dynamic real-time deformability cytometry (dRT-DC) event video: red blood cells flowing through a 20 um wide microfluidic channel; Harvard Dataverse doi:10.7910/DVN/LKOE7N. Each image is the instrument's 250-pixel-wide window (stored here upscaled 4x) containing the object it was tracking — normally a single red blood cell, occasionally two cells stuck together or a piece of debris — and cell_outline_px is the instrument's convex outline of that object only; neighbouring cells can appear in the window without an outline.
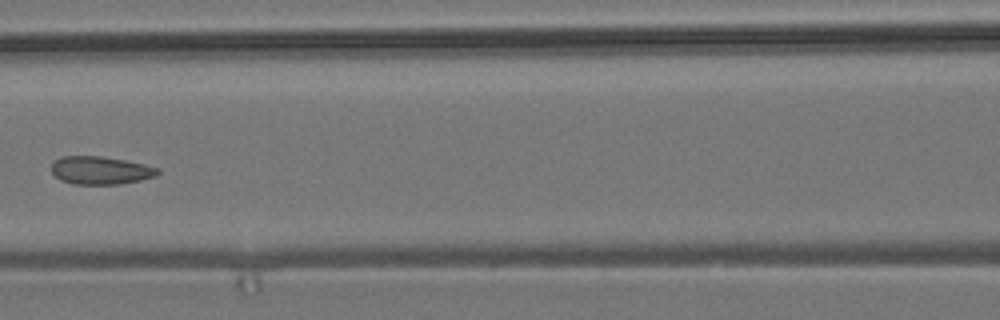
{"species": "common noctule bat (a hibernating species)", "species_latin": "Nyctalus noctula", "temperature_condition": "room temperature", "stored_images_in_passage": 8, "camera_frame_rate_fps": 3000, "um_per_image_px": 0.085, "animal": {"sex": "male", "body_mass_g": 19.2, "forearm_length_mm": 51.8}, "frame": {"image": 1, "passage_image": 7, "time_ms": 7.333, "image_size_px": [1000, 320], "cell_outline_px": [[160, 172], [156, 176], [140, 180], [120, 184], [72, 184], [60, 180], [52, 172], [52, 160], [64, 156], [100, 156], [124, 160], [144, 164], [160, 168]], "centroid_in_image_um": [8.54, 14.48], "position_along_channel_um": 158.1, "area_um2": 17.4}}
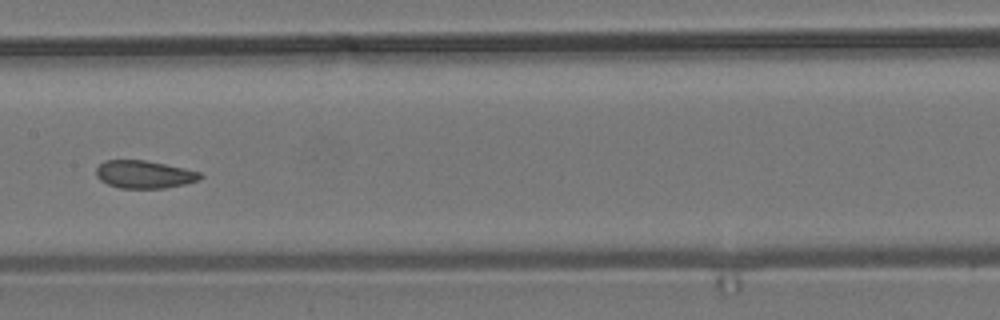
{"frame": {"image": 2, "passage_image": 8, "time_ms": 8.333, "image_size_px": [1000, 320], "cell_outline_px": [[204, 176], [200, 180], [184, 184], [164, 188], [120, 188], [108, 184], [100, 180], [96, 176], [96, 168], [104, 160], [144, 160], [184, 168], [200, 172]], "centroid_in_image_um": [12.26, 14.82], "position_along_channel_um": 195.1, "area_um2": 16.82}}